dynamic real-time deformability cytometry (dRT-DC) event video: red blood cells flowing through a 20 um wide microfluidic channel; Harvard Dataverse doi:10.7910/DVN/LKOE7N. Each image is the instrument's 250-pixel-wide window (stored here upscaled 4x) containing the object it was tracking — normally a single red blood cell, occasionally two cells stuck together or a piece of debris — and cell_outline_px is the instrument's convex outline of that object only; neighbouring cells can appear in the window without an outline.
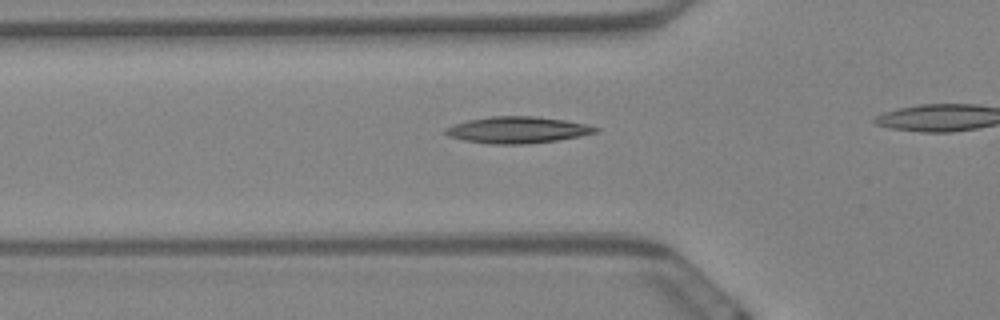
{"species": "Egyptian fruit bat (a non-hibernating species)", "species_latin": "Rousettus aegyptiacus", "temperature_condition": "warm", "stored_images_in_passage": 27, "camera_frame_rate_fps": 3000, "um_per_image_px": 0.085, "animal": {"sex": "female"}, "frame": {"image": 1, "passage_image": 7, "time_ms": 2.0, "image_size_px": [1000, 320], "cell_outline_px": [[600, 128], [596, 132], [580, 136], [556, 140], [520, 144], [492, 144], [464, 140], [448, 136], [444, 132], [444, 128], [452, 124], [468, 120], [492, 116], [536, 116], [564, 120], [588, 124]], "centroid_in_image_um": [43.96, 11.03], "position_along_channel_um": 81.8, "area_um2": 23.12}}
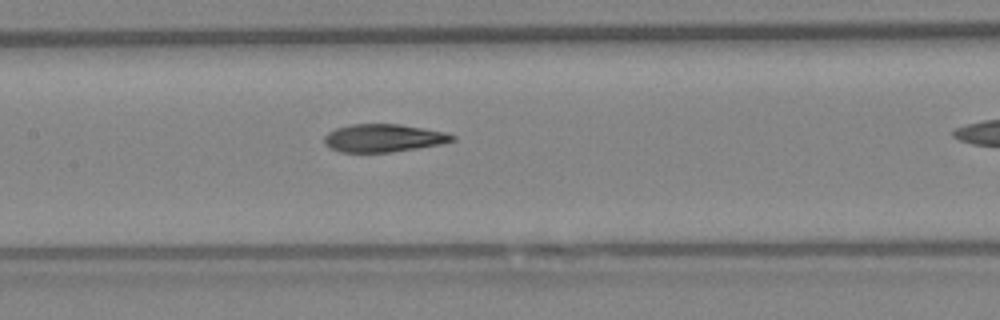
{"frame": {"image": 2, "passage_image": 15, "time_ms": 4.667, "image_size_px": [1000, 320], "cell_outline_px": [[456, 140], [440, 144], [416, 148], [388, 152], [340, 152], [324, 144], [324, 136], [328, 132], [336, 128], [352, 124], [400, 124], [444, 132], [456, 136]], "centroid_in_image_um": [32.57, 11.73], "position_along_channel_um": 174.8, "area_um2": 20.63}}
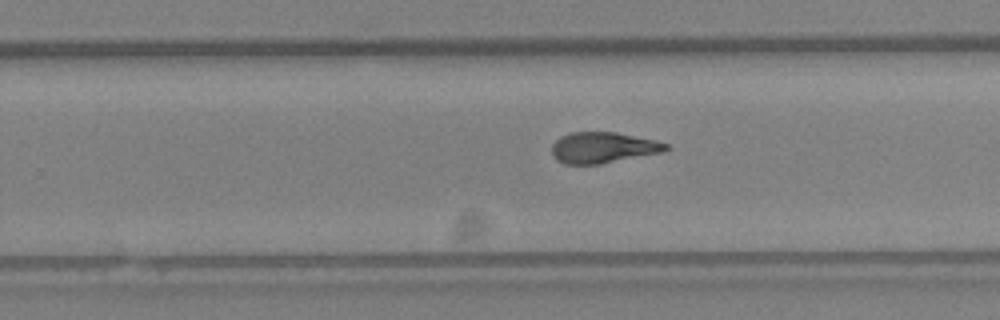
{"frame": {"image": 3, "passage_image": 24, "time_ms": 7.667, "image_size_px": [1000, 320], "cell_outline_px": [[672, 148], [664, 152], [600, 164], [564, 164], [556, 160], [552, 156], [552, 144], [560, 136], [568, 132], [616, 132], [656, 140], [668, 144]], "centroid_in_image_um": [51.27, 12.54], "position_along_channel_um": 278.5, "area_um2": 20.87}}